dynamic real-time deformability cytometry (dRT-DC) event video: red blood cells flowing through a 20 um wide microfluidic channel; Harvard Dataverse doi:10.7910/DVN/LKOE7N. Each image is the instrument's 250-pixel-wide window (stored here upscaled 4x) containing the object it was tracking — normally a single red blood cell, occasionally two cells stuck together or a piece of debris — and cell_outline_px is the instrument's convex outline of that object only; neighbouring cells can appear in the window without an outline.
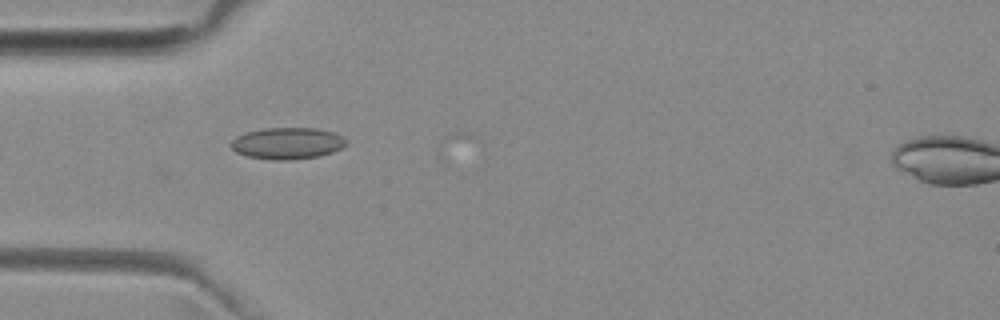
{"species": "common noctule bat (a hibernating species)", "species_latin": "Nyctalus noctula", "temperature_condition": "room temperature", "stored_images_in_passage": 23, "camera_frame_rate_fps": 3000, "um_per_image_px": 0.085, "animal": {"sex": "female", "body_mass_g": 29.2, "forearm_length_mm": 56.3}, "frame": {"image": 1, "passage_image": 1, "time_ms": 0.0, "image_size_px": [1000, 320], "cell_outline_px": [[348, 144], [332, 152], [320, 156], [288, 160], [276, 160], [248, 156], [236, 152], [232, 148], [232, 140], [236, 136], [244, 132], [264, 128], [316, 128], [332, 132], [344, 136], [348, 140]], "centroid_in_image_um": [24.46, 12.17], "position_along_channel_um": 60.5, "area_um2": 21.27}}